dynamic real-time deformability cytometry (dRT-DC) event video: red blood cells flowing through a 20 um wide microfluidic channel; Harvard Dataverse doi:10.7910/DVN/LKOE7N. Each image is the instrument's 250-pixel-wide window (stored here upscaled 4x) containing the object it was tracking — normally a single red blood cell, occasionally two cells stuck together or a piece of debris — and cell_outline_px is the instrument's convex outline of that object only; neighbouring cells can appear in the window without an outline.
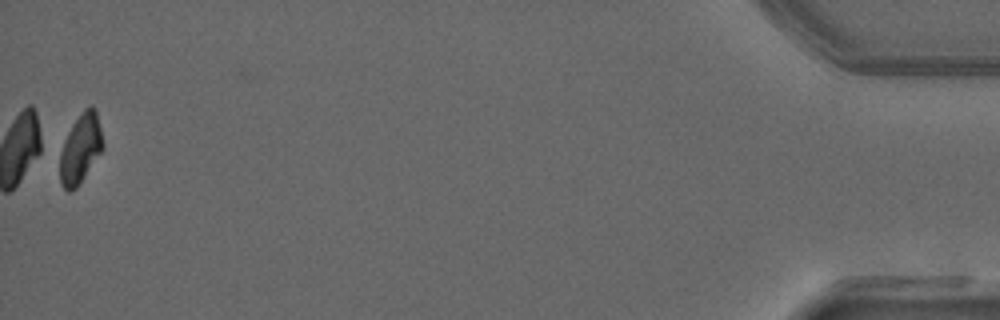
{"species": "common noctule bat (a hibernating species)", "species_latin": "Nyctalus noctula", "temperature_condition": "warm", "stored_images_in_passage": 50, "camera_frame_rate_fps": 3000, "um_per_image_px": 0.085, "animal": {"sex": "male", "forearm_length_mm": 52.5}, "frame": {"image": 1, "passage_image": 50, "time_ms": 16.333, "image_size_px": [1000, 320], "cell_outline_px": [[104, 148], [76, 188], [68, 192], [60, 184], [56, 152], [72, 124], [80, 112], [84, 108], [92, 104], [96, 112], [104, 144]], "centroid_in_image_um": [6.76, 12.64], "position_along_channel_um": 428.4, "area_um2": 18.09}, "authors_computed_cell_mechanics": {"area_um2": 19.0451, "velocity_mm_per_s": 4.0225, "shape_relaxation_time_tau1_ms": 4.8052, "shape_relaxation_time_tau2_ms": 10.4128, "deformation_change_tau1": 0.1749, "deformation_change_tau2": 0.1235}}